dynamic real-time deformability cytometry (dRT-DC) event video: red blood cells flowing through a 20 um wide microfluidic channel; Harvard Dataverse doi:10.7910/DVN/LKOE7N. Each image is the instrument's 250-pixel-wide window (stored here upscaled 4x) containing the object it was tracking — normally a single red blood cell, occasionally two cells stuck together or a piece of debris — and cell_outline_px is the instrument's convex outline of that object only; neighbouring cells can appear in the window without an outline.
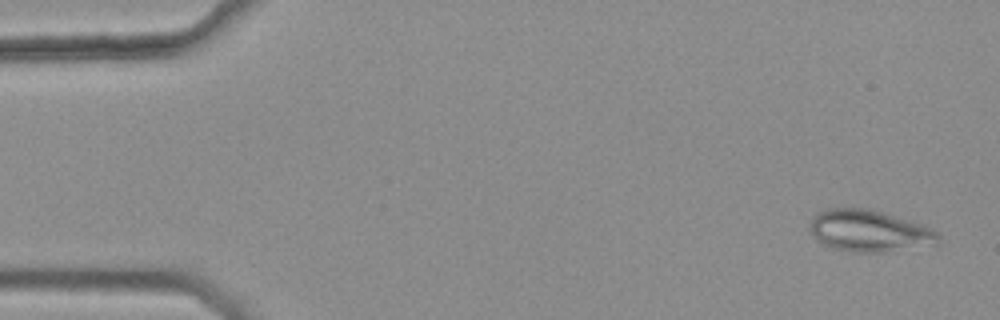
{"species": "common noctule bat (a hibernating species)", "species_latin": "Nyctalus noctula", "temperature_condition": "warm", "stored_images_in_passage": 44, "camera_frame_rate_fps": 3000, "um_per_image_px": 0.085, "animal": {"sex": "female", "body_mass_g": 25.1}, "frame": {"image": 1, "passage_image": 2, "time_ms": 0.333, "image_size_px": [1000, 320], "cell_outline_px": [[940, 244], [884, 252], [852, 252], [832, 248], [816, 240], [808, 224], [816, 212], [828, 208], [868, 208], [920, 224], [936, 232], [940, 236]], "centroid_in_image_um": [73.85, 19.63], "position_along_channel_um": 11.2, "area_um2": 31.15}}
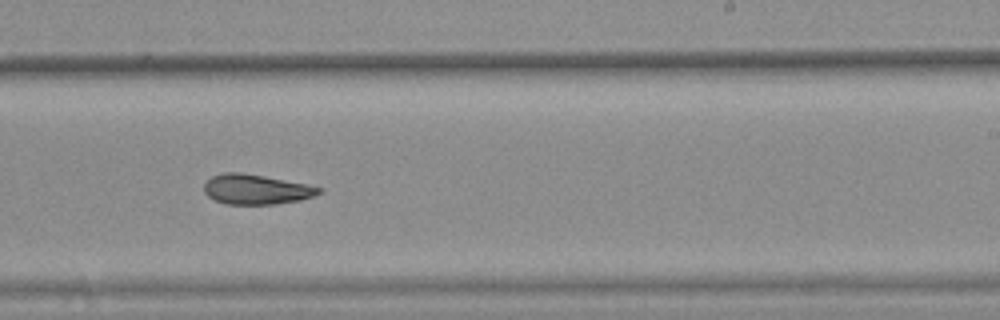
{"frame": {"image": 2, "passage_image": 32, "time_ms": 10.333, "image_size_px": [1000, 320], "cell_outline_px": [[324, 188], [320, 192], [312, 196], [300, 200], [276, 204], [224, 204], [208, 196], [204, 192], [204, 184], [212, 176], [224, 172], [240, 172], [264, 176], [308, 184]], "centroid_in_image_um": [21.77, 16.09], "position_along_channel_um": 267.2, "area_um2": 20.0}}
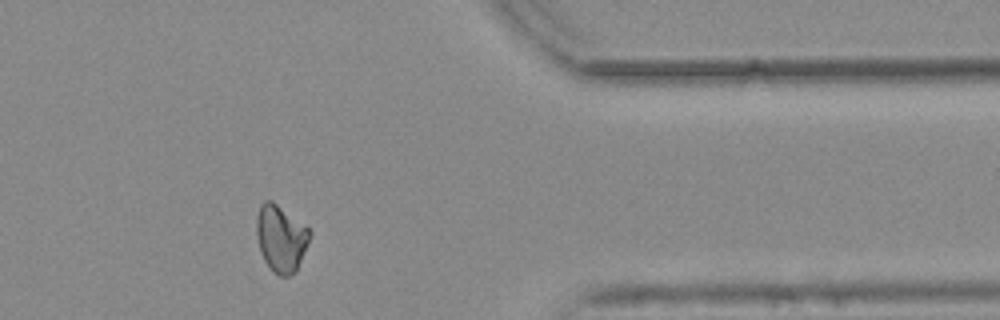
{"frame": {"image": 3, "passage_image": 43, "time_ms": 14.0, "image_size_px": [1000, 320], "cell_outline_px": [[312, 232], [296, 272], [288, 276], [280, 276], [272, 272], [264, 260], [260, 252], [256, 232], [256, 216], [260, 204], [264, 200], [272, 200], [308, 228]], "centroid_in_image_um": [23.85, 20.26], "position_along_channel_um": 387.5, "area_um2": 20.75}, "authors_computed_cell_mechanics": {"area_um2": 20.8947, "velocity_mm_per_s": 3.7908, "shape_relaxation_time_tau1_ms": null, "shape_relaxation_time_tau2_ms": 8.2171, "deformation_change_tau1": null, "deformation_change_tau2": 0.1476}}